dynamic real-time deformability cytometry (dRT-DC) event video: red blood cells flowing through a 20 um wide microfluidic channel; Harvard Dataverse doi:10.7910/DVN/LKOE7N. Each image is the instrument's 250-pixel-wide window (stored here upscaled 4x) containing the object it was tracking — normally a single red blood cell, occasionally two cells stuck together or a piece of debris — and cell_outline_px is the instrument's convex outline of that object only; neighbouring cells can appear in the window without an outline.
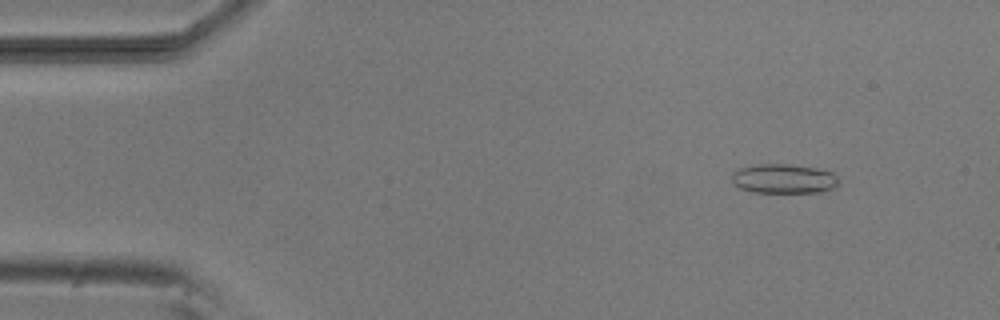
{"species": "common noctule bat (a hibernating species)", "species_latin": "Nyctalus noctula", "temperature_condition": "room temperature", "stored_images_in_passage": 7, "camera_frame_rate_fps": 3000, "um_per_image_px": 0.085, "animal": {"sex": "male", "body_mass_g": 20.5, "forearm_length_mm": 52.5}, "frame": {"image": 1, "passage_image": 1, "time_ms": 0.0, "image_size_px": [1000, 320], "cell_outline_px": [[840, 180], [836, 188], [820, 192], [752, 192], [740, 188], [732, 184], [732, 172], [740, 168], [760, 164], [788, 164], [816, 168], [832, 172]], "centroid_in_image_um": [66.63, 15.2], "position_along_channel_um": 18.4, "area_um2": 18.44}}
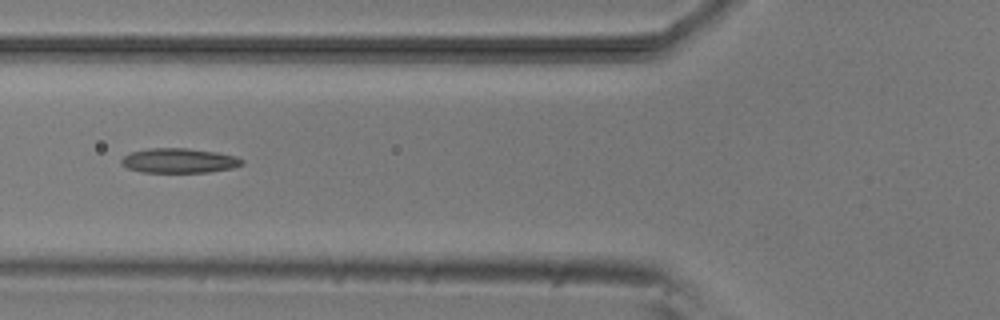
{"frame": {"image": 2, "passage_image": 5, "time_ms": 4.667, "image_size_px": [1000, 320], "cell_outline_px": [[244, 164], [232, 168], [208, 172], [140, 172], [128, 168], [120, 164], [120, 160], [124, 156], [132, 152], [148, 148], [188, 148], [216, 152], [236, 156], [244, 160]], "centroid_in_image_um": [15.22, 13.65], "position_along_channel_um": 110.6, "area_um2": 17.4}}
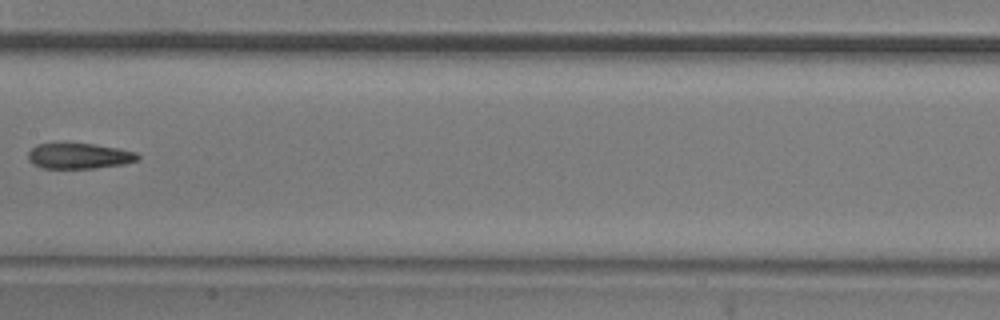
{"frame": {"image": 3, "passage_image": 7, "time_ms": 7.0, "image_size_px": [1000, 320], "cell_outline_px": [[140, 160], [124, 164], [96, 168], [44, 168], [32, 164], [28, 160], [28, 152], [36, 144], [96, 144], [136, 152], [140, 156]], "centroid_in_image_um": [6.74, 13.27], "position_along_channel_um": 200.7, "area_um2": 16.3}}